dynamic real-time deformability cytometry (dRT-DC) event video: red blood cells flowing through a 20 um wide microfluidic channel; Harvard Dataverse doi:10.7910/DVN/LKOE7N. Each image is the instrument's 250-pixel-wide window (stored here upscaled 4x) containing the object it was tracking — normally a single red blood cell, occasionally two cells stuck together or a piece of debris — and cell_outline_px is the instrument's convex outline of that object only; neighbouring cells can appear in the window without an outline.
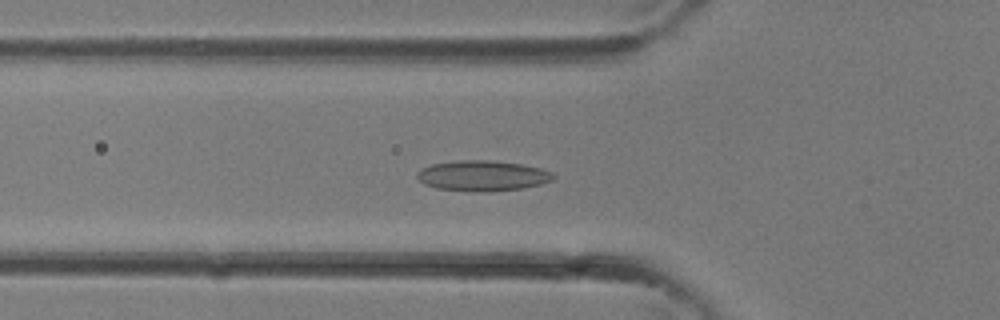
{"species": "common noctule bat (a hibernating species)", "species_latin": "Nyctalus noctula", "temperature_condition": "room temperature", "stored_images_in_passage": 32, "camera_frame_rate_fps": 3000, "um_per_image_px": 0.085, "animal": {"sex": "female"}, "frame": {"image": 1, "passage_image": 10, "time_ms": 3.0, "image_size_px": [1000, 320], "cell_outline_px": [[556, 176], [552, 180], [540, 184], [524, 188], [488, 192], [476, 192], [436, 188], [424, 184], [416, 176], [416, 172], [420, 168], [432, 164], [460, 160], [492, 160], [524, 164], [540, 168], [552, 172]], "centroid_in_image_um": [41.01, 14.94], "position_along_channel_um": 84.8, "area_um2": 24.45}}
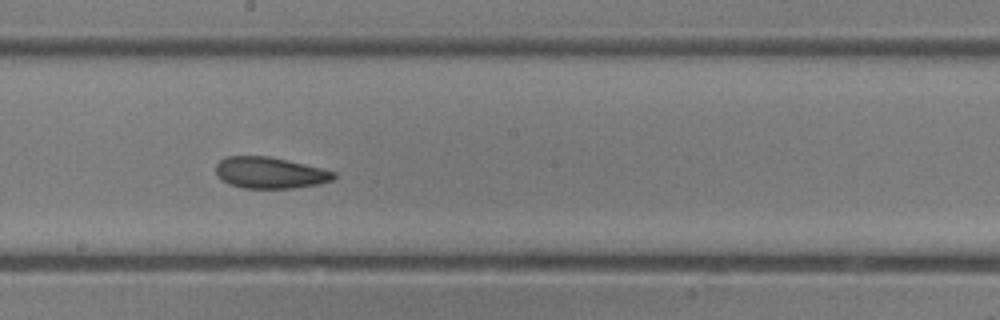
{"frame": {"image": 2, "passage_image": 17, "time_ms": 5.333, "image_size_px": [1000, 320], "cell_outline_px": [[336, 176], [332, 180], [320, 184], [292, 188], [244, 188], [228, 184], [220, 180], [216, 172], [216, 164], [220, 160], [228, 156], [268, 156], [288, 160], [336, 172]], "centroid_in_image_um": [22.92, 14.69], "position_along_channel_um": 225.3, "area_um2": 21.56}}
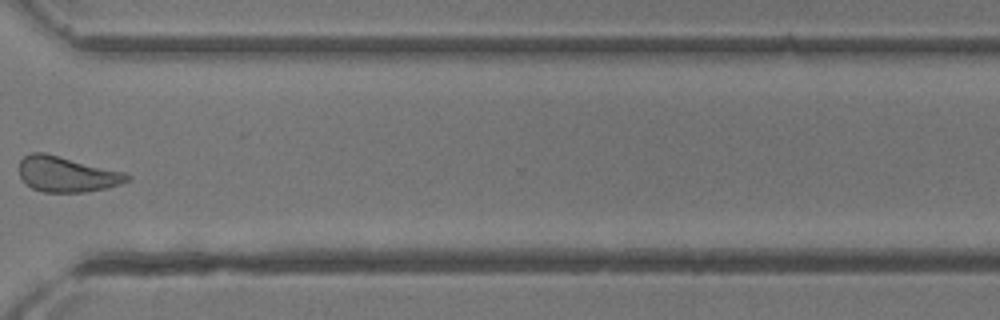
{"frame": {"image": 3, "passage_image": 24, "time_ms": 7.667, "image_size_px": [1000, 320], "cell_outline_px": [[132, 176], [128, 180], [120, 184], [108, 188], [84, 192], [44, 192], [32, 188], [20, 176], [20, 160], [24, 156], [32, 152], [44, 152], [124, 172]], "centroid_in_image_um": [5.69, 14.81], "position_along_channel_um": 364.9, "area_um2": 22.14}}